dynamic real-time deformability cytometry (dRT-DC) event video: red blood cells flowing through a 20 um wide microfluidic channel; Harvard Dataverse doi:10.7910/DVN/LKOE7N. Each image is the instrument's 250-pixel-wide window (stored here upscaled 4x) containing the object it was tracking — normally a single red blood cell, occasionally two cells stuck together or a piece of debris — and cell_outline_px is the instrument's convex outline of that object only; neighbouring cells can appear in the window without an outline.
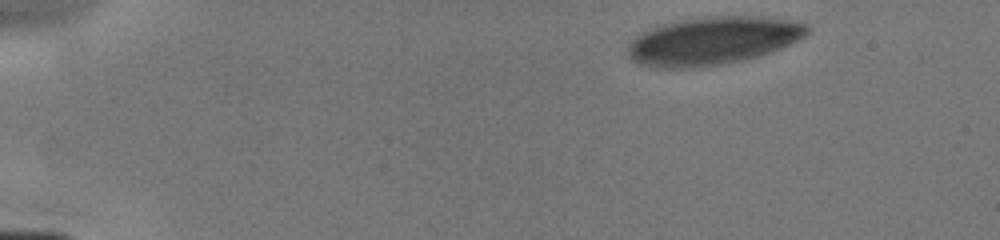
{"species": "human", "species_latin": "Homo sapiens", "temperature_condition": "cold", "stored_images_in_passage": 5, "camera_frame_rate_fps": 3000, "um_per_image_px": 0.085, "donor": {"sex": "male"}, "frame": {"image": 1, "passage_image": 1, "time_ms": 0.0, "image_size_px": [1000, 240], "cell_outline_px": [[812, 32], [772, 52], [760, 56], [744, 60], [724, 64], [692, 68], [660, 68], [640, 64], [632, 60], [628, 56], [628, 44], [640, 32], [656, 24], [680, 20], [712, 16], [760, 16], [788, 20], [808, 24], [812, 28]], "centroid_in_image_um": [60.58, 3.46], "position_along_channel_um": 24.4, "area_um2": 50.63}}
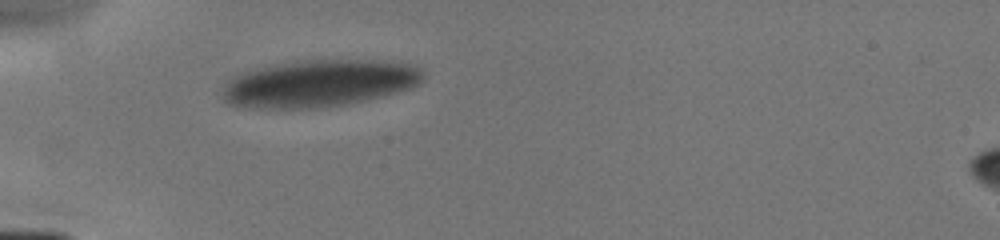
{"frame": {"image": 2, "passage_image": 4, "time_ms": 3.0, "image_size_px": [1000, 240], "cell_outline_px": [[424, 80], [420, 84], [412, 88], [384, 96], [368, 100], [348, 104], [316, 108], [240, 108], [228, 104], [224, 100], [220, 92], [224, 80], [236, 72], [296, 60], [380, 60], [408, 64], [420, 68], [424, 72]], "centroid_in_image_um": [27.05, 7.09], "position_along_channel_um": 58.0, "area_um2": 56.36}}